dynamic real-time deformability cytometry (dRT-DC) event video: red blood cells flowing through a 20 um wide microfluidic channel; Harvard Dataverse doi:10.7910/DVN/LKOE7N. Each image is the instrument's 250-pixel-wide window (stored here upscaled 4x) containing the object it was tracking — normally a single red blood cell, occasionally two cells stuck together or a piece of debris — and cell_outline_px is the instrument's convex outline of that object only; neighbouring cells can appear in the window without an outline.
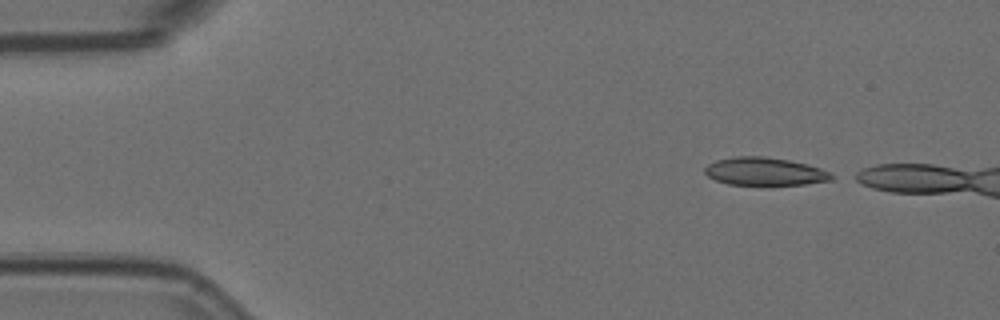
{"species": "Egyptian fruit bat (a non-hibernating species)", "species_latin": "Rousettus aegyptiacus", "temperature_condition": "room temperature", "stored_images_in_passage": 4, "camera_frame_rate_fps": 3000, "um_per_image_px": 0.085, "animal": {"sex": "female"}, "frame": {"image": 1, "passage_image": 1, "time_ms": 0.0, "image_size_px": [1000, 320], "cell_outline_px": [[832, 180], [804, 184], [728, 184], [716, 180], [708, 176], [704, 172], [704, 168], [708, 164], [716, 160], [732, 156], [764, 156], [788, 160], [820, 168], [828, 172], [832, 176]], "centroid_in_image_um": [64.94, 14.56], "position_along_channel_um": 20.1, "area_um2": 20.29}}